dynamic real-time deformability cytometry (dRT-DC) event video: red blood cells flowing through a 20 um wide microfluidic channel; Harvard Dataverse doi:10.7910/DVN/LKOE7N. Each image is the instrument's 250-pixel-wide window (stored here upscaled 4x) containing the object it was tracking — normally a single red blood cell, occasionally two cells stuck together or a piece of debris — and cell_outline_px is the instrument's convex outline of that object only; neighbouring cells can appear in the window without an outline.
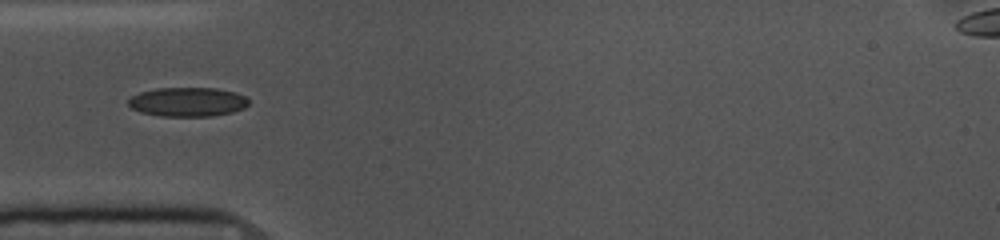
{"species": "common noctule bat (a hibernating species)", "species_latin": "Nyctalus noctula", "temperature_condition": "cold", "stored_images_in_passage": 52, "camera_frame_rate_fps": 3000, "um_per_image_px": 0.085, "animal": {"sex": "female", "body_mass_g": 10.0, "forearm_length_mm": 53.1}, "frame": {"image": 1, "passage_image": 14, "time_ms": 4.333, "image_size_px": [1000, 240], "cell_outline_px": [[248, 104], [244, 108], [232, 112], [212, 116], [160, 116], [140, 112], [132, 108], [128, 104], [128, 100], [132, 96], [140, 92], [156, 88], [216, 88], [236, 92], [244, 96], [248, 100]], "centroid_in_image_um": [15.94, 8.66], "position_along_channel_um": 69.1, "area_um2": 20.46}}
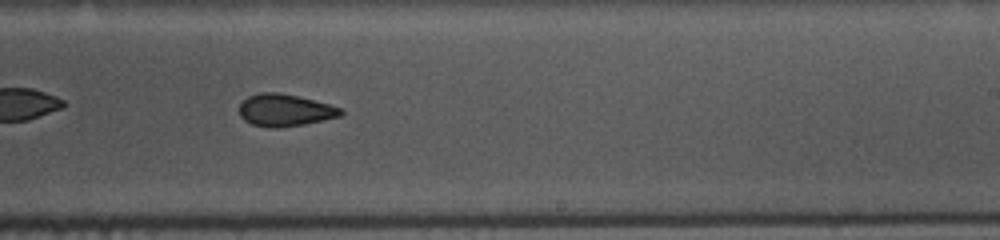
{"frame": {"image": 2, "passage_image": 30, "time_ms": 9.667, "image_size_px": [1000, 240], "cell_outline_px": [[344, 112], [340, 116], [324, 120], [304, 124], [276, 128], [272, 128], [252, 124], [244, 120], [240, 116], [240, 104], [248, 96], [260, 92], [276, 92], [296, 96], [344, 108]], "centroid_in_image_um": [24.23, 9.37], "position_along_channel_um": 264.8, "area_um2": 18.9}}
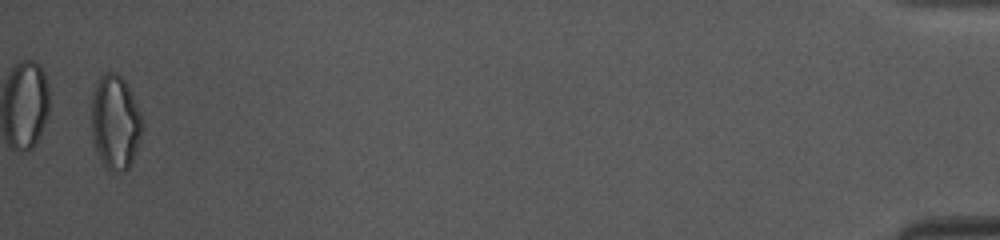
{"frame": {"image": 3, "passage_image": 51, "time_ms": 16.667, "image_size_px": [1000, 240], "cell_outline_px": [[144, 128], [140, 140], [132, 160], [128, 168], [124, 172], [112, 172], [104, 168], [92, 140], [92, 100], [96, 84], [100, 76], [104, 72], [116, 72], [124, 80], [144, 120]], "centroid_in_image_um": [9.81, 10.43], "position_along_channel_um": 425.4, "area_um2": 28.09}, "authors_computed_cell_mechanics": {"area_um2": 20.1722, "velocity_mm_per_s": 3.6549, "shape_relaxation_time_tau1_ms": null, "shape_relaxation_time_tau2_ms": 3.3325, "deformation_change_tau1": null, "deformation_change_tau2": 0.1018}}